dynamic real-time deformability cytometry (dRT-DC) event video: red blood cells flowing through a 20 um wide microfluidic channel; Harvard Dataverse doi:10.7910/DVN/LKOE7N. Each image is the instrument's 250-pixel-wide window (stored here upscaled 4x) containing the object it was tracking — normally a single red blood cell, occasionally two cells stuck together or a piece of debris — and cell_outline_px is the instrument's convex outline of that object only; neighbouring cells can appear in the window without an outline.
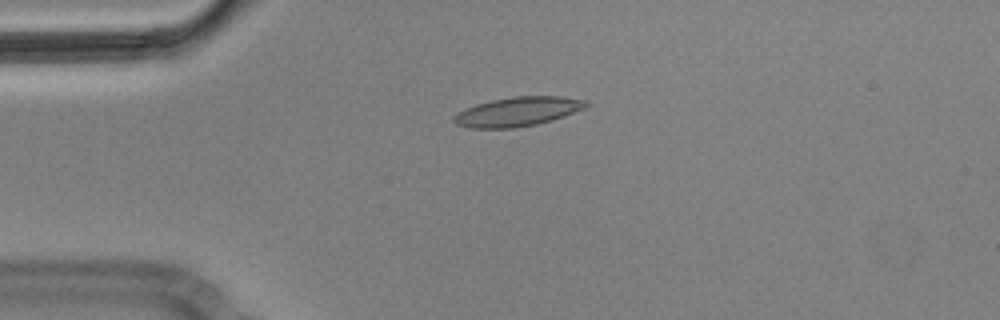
{"species": "Egyptian fruit bat (a non-hibernating species)", "species_latin": "Rousettus aegyptiacus", "temperature_condition": "cold", "stored_images_in_passage": 4, "camera_frame_rate_fps": 3000, "um_per_image_px": 0.085, "animal": {"sex": "male"}, "frame": {"image": 1, "passage_image": 3, "time_ms": 0.667, "image_size_px": [1000, 320], "cell_outline_px": [[588, 104], [584, 108], [552, 120], [536, 124], [512, 128], [468, 128], [456, 124], [452, 120], [452, 116], [464, 108], [476, 104], [492, 100], [516, 96], [564, 96], [588, 100]], "centroid_in_image_um": [43.97, 9.48], "position_along_channel_um": 41.0, "area_um2": 22.54}}